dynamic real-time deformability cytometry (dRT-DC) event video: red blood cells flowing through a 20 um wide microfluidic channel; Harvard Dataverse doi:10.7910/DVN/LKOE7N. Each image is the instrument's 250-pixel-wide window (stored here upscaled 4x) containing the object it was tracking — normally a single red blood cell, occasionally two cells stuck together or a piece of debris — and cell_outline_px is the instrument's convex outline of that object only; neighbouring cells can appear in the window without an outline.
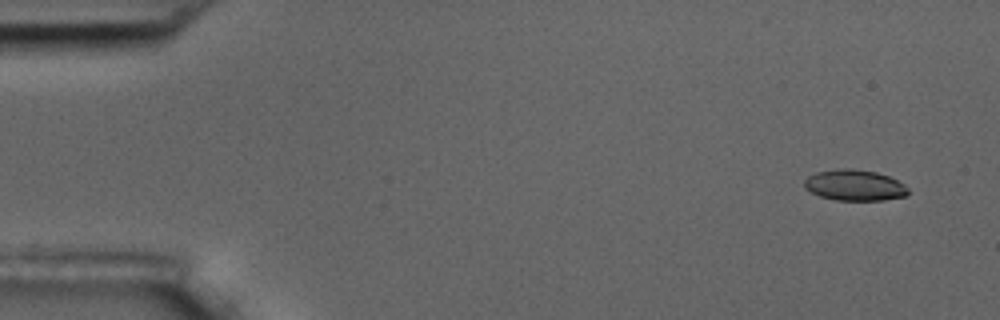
{"species": "common noctule bat (a hibernating species)", "species_latin": "Nyctalus noctula", "temperature_condition": "room temperature", "stored_images_in_passage": 5, "camera_frame_rate_fps": 3000, "um_per_image_px": 0.085, "animal": {"sex": "male", "body_mass_g": 17.5, "forearm_length_mm": 52.3}, "frame": {"image": 1, "passage_image": 1, "time_ms": 0.0, "image_size_px": [1000, 320], "cell_outline_px": [[908, 196], [884, 200], [836, 200], [820, 196], [804, 188], [804, 180], [808, 176], [816, 172], [840, 168], [852, 168], [876, 172], [888, 176], [904, 184], [908, 188]], "centroid_in_image_um": [72.64, 15.74], "position_along_channel_um": 12.4, "area_um2": 18.79}}
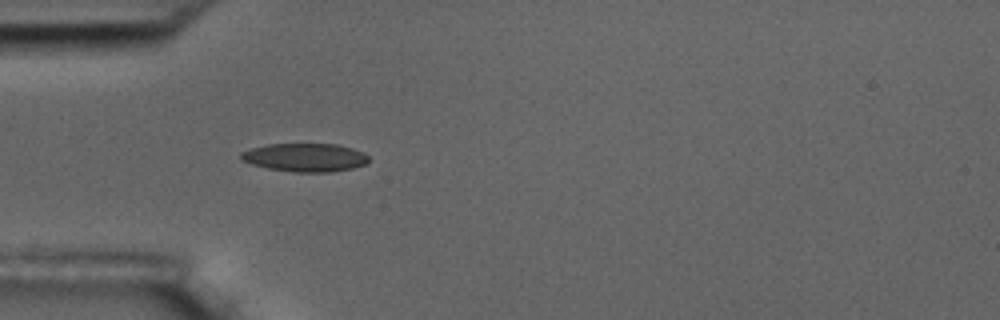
{"frame": {"image": 2, "passage_image": 5, "time_ms": 4.667, "image_size_px": [1000, 320], "cell_outline_px": [[368, 164], [352, 168], [332, 172], [296, 172], [268, 168], [252, 164], [240, 160], [240, 152], [252, 148], [268, 144], [336, 144], [352, 148], [364, 152], [368, 156]], "centroid_in_image_um": [25.95, 13.38], "position_along_channel_um": 59.1, "area_um2": 21.15}}